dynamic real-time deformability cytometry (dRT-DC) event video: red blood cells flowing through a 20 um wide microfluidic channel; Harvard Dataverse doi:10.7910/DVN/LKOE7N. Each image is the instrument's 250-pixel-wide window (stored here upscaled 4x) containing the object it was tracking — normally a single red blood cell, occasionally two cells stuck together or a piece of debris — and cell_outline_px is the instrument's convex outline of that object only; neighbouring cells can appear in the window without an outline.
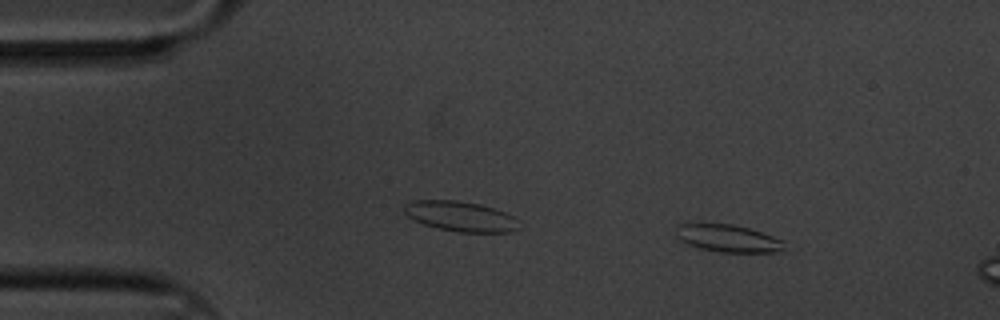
{"species": "common noctule bat (a hibernating species)", "species_latin": "Nyctalus noctula", "temperature_condition": "cold", "stored_images_in_passage": 3, "camera_frame_rate_fps": 3000, "um_per_image_px": 0.085, "animal": {"sex": "male", "body_mass_g": 20.1, "forearm_length_mm": 53.5}, "frame": {"image": 1, "passage_image": 1, "time_ms": 0.0, "image_size_px": [1000, 320], "cell_outline_px": [[784, 240], [780, 252], [720, 252], [700, 248], [688, 244], [680, 240], [676, 236], [676, 228], [680, 224], [700, 220], [732, 224], [748, 228]], "centroid_in_image_um": [61.77, 20.21], "position_along_channel_um": 23.2, "area_um2": 17.74}}